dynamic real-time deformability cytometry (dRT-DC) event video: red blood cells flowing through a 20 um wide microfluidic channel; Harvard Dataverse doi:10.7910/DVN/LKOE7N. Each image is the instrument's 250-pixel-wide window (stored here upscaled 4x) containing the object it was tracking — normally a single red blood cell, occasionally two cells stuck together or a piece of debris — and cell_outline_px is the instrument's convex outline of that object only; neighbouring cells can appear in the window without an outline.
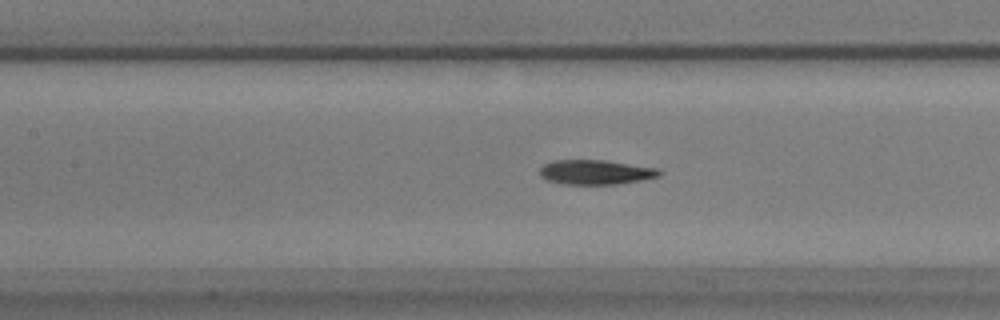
{"species": "common noctule bat (a hibernating species)", "species_latin": "Nyctalus noctula", "temperature_condition": "warm", "stored_images_in_passage": 54, "camera_frame_rate_fps": 3000, "um_per_image_px": 0.085, "animal": {"sex": "male", "body_mass_g": 17.9}, "frame": {"image": 1, "passage_image": 22, "time_ms": 7.0, "image_size_px": [1000, 320], "cell_outline_px": [[664, 172], [660, 176], [640, 180], [616, 184], [560, 184], [544, 180], [540, 176], [540, 168], [544, 164], [552, 160], [604, 160], [660, 168]], "centroid_in_image_um": [50.62, 14.63], "position_along_channel_um": 156.8, "area_um2": 17.4}}
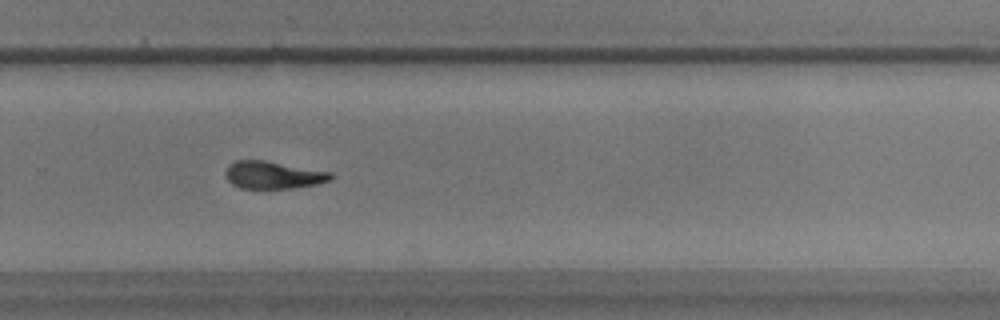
{"frame": {"image": 2, "passage_image": 35, "time_ms": 11.333, "image_size_px": [1000, 320], "cell_outline_px": [[336, 176], [332, 180], [316, 184], [292, 188], [240, 188], [232, 184], [224, 176], [224, 172], [228, 164], [236, 160], [264, 160], [332, 172]], "centroid_in_image_um": [23.22, 14.87], "position_along_channel_um": 306.6, "area_um2": 17.05}}
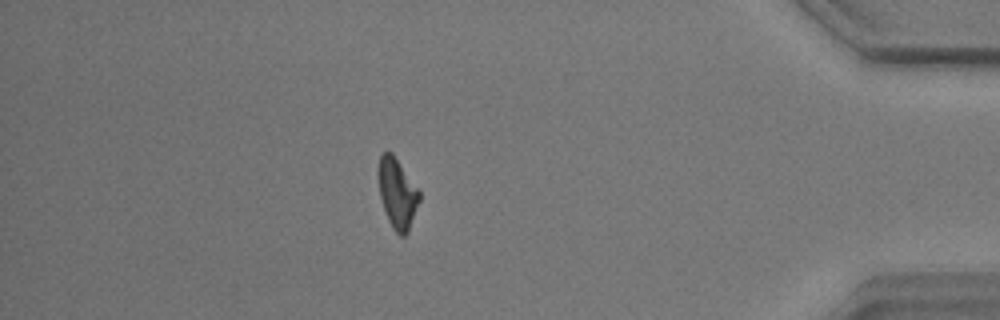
{"frame": {"image": 3, "passage_image": 47, "time_ms": 15.333, "image_size_px": [1000, 320], "cell_outline_px": [[420, 200], [408, 232], [404, 236], [400, 236], [392, 228], [388, 220], [380, 196], [376, 172], [380, 156], [384, 152], [392, 152], [420, 192]], "centroid_in_image_um": [33.75, 16.43], "position_along_channel_um": 401.5, "area_um2": 16.76}, "authors_computed_cell_mechanics": {"area_um2": 17.2244, "velocity_mm_per_s": 3.4713, "shape_relaxation_time_tau1_ms": 11.3175, "shape_relaxation_time_tau2_ms": 8.8198, "deformation_change_tau1": 0.2618, "deformation_change_tau2": 0.1626}}